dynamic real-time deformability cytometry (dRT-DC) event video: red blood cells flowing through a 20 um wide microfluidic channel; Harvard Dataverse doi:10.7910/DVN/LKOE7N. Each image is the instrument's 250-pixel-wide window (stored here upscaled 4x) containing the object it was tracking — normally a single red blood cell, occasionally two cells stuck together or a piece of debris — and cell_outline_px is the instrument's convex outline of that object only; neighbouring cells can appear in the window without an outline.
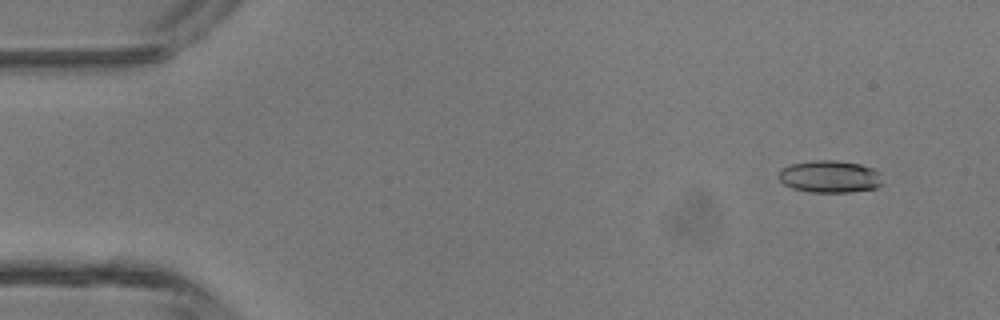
{"species": "common noctule bat (a hibernating species)", "species_latin": "Nyctalus noctula", "temperature_condition": "room temperature", "stored_images_in_passage": 6, "camera_frame_rate_fps": 3000, "um_per_image_px": 0.085, "animal": {"sex": "male", "body_mass_g": 13.3}, "frame": {"image": 1, "passage_image": 2, "time_ms": 1.0, "image_size_px": [1000, 320], "cell_outline_px": [[884, 184], [876, 188], [852, 192], [812, 192], [792, 188], [784, 184], [776, 176], [780, 168], [792, 164], [812, 160], [836, 160], [860, 164], [872, 168], [880, 172]], "centroid_in_image_um": [70.54, 15.01], "position_along_channel_um": 14.5, "area_um2": 19.83}}
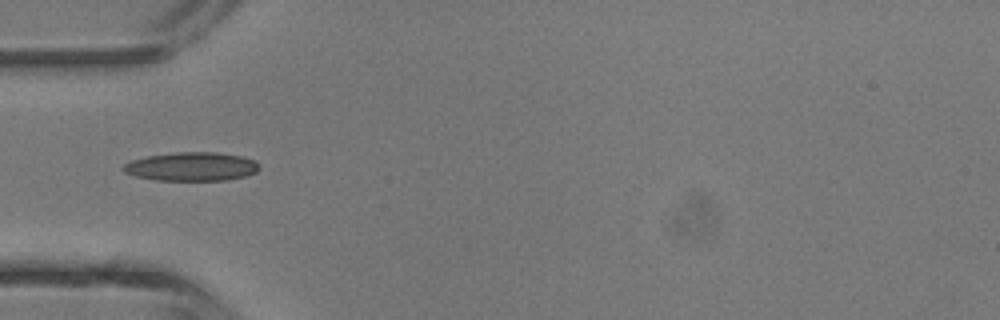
{"frame": {"image": 2, "passage_image": 5, "time_ms": 4.667, "image_size_px": [1000, 320], "cell_outline_px": [[260, 168], [256, 172], [244, 176], [228, 180], [156, 180], [136, 176], [124, 172], [120, 168], [124, 164], [132, 160], [148, 156], [176, 152], [216, 152], [240, 156], [252, 160], [260, 164]], "centroid_in_image_um": [16.27, 14.16], "position_along_channel_um": 68.7, "area_um2": 22.66}}
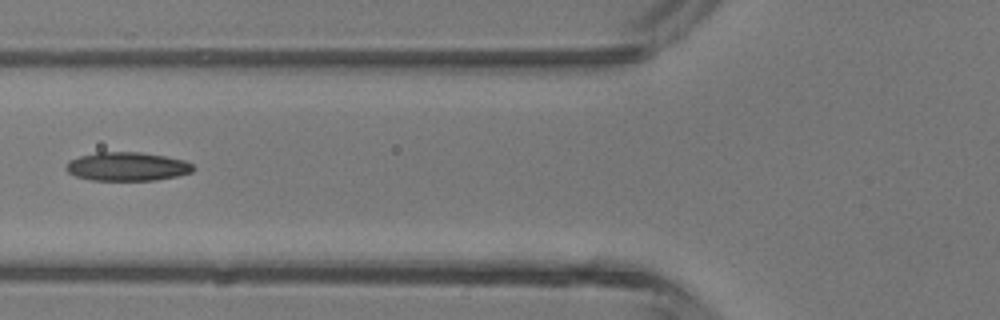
{"frame": {"image": 3, "passage_image": 6, "time_ms": 5.667, "image_size_px": [1000, 320], "cell_outline_px": [[196, 168], [192, 172], [176, 176], [156, 180], [92, 180], [76, 176], [68, 172], [64, 168], [64, 164], [68, 160], [80, 156], [96, 152], [140, 152], [164, 156], [184, 160], [192, 164]], "centroid_in_image_um": [10.78, 14.15], "position_along_channel_um": 115.0, "area_um2": 21.33}}